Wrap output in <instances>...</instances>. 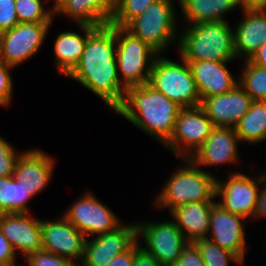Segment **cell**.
<instances>
[{
  "label": "cell",
  "mask_w": 266,
  "mask_h": 266,
  "mask_svg": "<svg viewBox=\"0 0 266 266\" xmlns=\"http://www.w3.org/2000/svg\"><path fill=\"white\" fill-rule=\"evenodd\" d=\"M116 49V26L96 27L87 36L79 63L66 76L93 92L114 112L122 105L127 90L119 79Z\"/></svg>",
  "instance_id": "obj_1"
},
{
  "label": "cell",
  "mask_w": 266,
  "mask_h": 266,
  "mask_svg": "<svg viewBox=\"0 0 266 266\" xmlns=\"http://www.w3.org/2000/svg\"><path fill=\"white\" fill-rule=\"evenodd\" d=\"M181 108L147 82L127 88L123 103L115 112L164 145L173 134Z\"/></svg>",
  "instance_id": "obj_2"
},
{
  "label": "cell",
  "mask_w": 266,
  "mask_h": 266,
  "mask_svg": "<svg viewBox=\"0 0 266 266\" xmlns=\"http://www.w3.org/2000/svg\"><path fill=\"white\" fill-rule=\"evenodd\" d=\"M179 34V55L186 61H234V31L227 21L186 25Z\"/></svg>",
  "instance_id": "obj_3"
},
{
  "label": "cell",
  "mask_w": 266,
  "mask_h": 266,
  "mask_svg": "<svg viewBox=\"0 0 266 266\" xmlns=\"http://www.w3.org/2000/svg\"><path fill=\"white\" fill-rule=\"evenodd\" d=\"M184 166L174 170L165 181L160 193L152 201L158 209H168L169 213L178 206L192 202L216 201L215 184L217 177L199 168L190 158Z\"/></svg>",
  "instance_id": "obj_4"
},
{
  "label": "cell",
  "mask_w": 266,
  "mask_h": 266,
  "mask_svg": "<svg viewBox=\"0 0 266 266\" xmlns=\"http://www.w3.org/2000/svg\"><path fill=\"white\" fill-rule=\"evenodd\" d=\"M176 0H157L124 28L140 38L158 55L163 54L170 44L178 42Z\"/></svg>",
  "instance_id": "obj_5"
},
{
  "label": "cell",
  "mask_w": 266,
  "mask_h": 266,
  "mask_svg": "<svg viewBox=\"0 0 266 266\" xmlns=\"http://www.w3.org/2000/svg\"><path fill=\"white\" fill-rule=\"evenodd\" d=\"M149 83L182 108L201 104L200 95L188 62L180 56L174 62L157 55L151 69Z\"/></svg>",
  "instance_id": "obj_6"
},
{
  "label": "cell",
  "mask_w": 266,
  "mask_h": 266,
  "mask_svg": "<svg viewBox=\"0 0 266 266\" xmlns=\"http://www.w3.org/2000/svg\"><path fill=\"white\" fill-rule=\"evenodd\" d=\"M116 42V61L121 83L129 88L149 82L152 65L158 54L124 27L116 26Z\"/></svg>",
  "instance_id": "obj_7"
},
{
  "label": "cell",
  "mask_w": 266,
  "mask_h": 266,
  "mask_svg": "<svg viewBox=\"0 0 266 266\" xmlns=\"http://www.w3.org/2000/svg\"><path fill=\"white\" fill-rule=\"evenodd\" d=\"M202 107L181 108L174 131L164 147L177 158H190L206 141L214 128Z\"/></svg>",
  "instance_id": "obj_8"
},
{
  "label": "cell",
  "mask_w": 266,
  "mask_h": 266,
  "mask_svg": "<svg viewBox=\"0 0 266 266\" xmlns=\"http://www.w3.org/2000/svg\"><path fill=\"white\" fill-rule=\"evenodd\" d=\"M260 174L253 178L243 172L233 171L225 182L216 180L215 198H220L216 203L231 213L253 220L263 182V172Z\"/></svg>",
  "instance_id": "obj_9"
},
{
  "label": "cell",
  "mask_w": 266,
  "mask_h": 266,
  "mask_svg": "<svg viewBox=\"0 0 266 266\" xmlns=\"http://www.w3.org/2000/svg\"><path fill=\"white\" fill-rule=\"evenodd\" d=\"M136 224L137 238L141 237L146 245L141 247L163 266H172L188 243L173 219L160 222L136 221Z\"/></svg>",
  "instance_id": "obj_10"
},
{
  "label": "cell",
  "mask_w": 266,
  "mask_h": 266,
  "mask_svg": "<svg viewBox=\"0 0 266 266\" xmlns=\"http://www.w3.org/2000/svg\"><path fill=\"white\" fill-rule=\"evenodd\" d=\"M52 23H18L0 33V60L15 68L38 54Z\"/></svg>",
  "instance_id": "obj_11"
},
{
  "label": "cell",
  "mask_w": 266,
  "mask_h": 266,
  "mask_svg": "<svg viewBox=\"0 0 266 266\" xmlns=\"http://www.w3.org/2000/svg\"><path fill=\"white\" fill-rule=\"evenodd\" d=\"M62 214L85 237L97 236L117 228L122 221L94 194L85 192Z\"/></svg>",
  "instance_id": "obj_12"
},
{
  "label": "cell",
  "mask_w": 266,
  "mask_h": 266,
  "mask_svg": "<svg viewBox=\"0 0 266 266\" xmlns=\"http://www.w3.org/2000/svg\"><path fill=\"white\" fill-rule=\"evenodd\" d=\"M129 224V225H128ZM122 223L112 231L87 238L83 257L78 266H104L127 251L137 241V224Z\"/></svg>",
  "instance_id": "obj_13"
},
{
  "label": "cell",
  "mask_w": 266,
  "mask_h": 266,
  "mask_svg": "<svg viewBox=\"0 0 266 266\" xmlns=\"http://www.w3.org/2000/svg\"><path fill=\"white\" fill-rule=\"evenodd\" d=\"M41 236L43 250L80 265L86 237L62 214L55 221L41 219Z\"/></svg>",
  "instance_id": "obj_14"
},
{
  "label": "cell",
  "mask_w": 266,
  "mask_h": 266,
  "mask_svg": "<svg viewBox=\"0 0 266 266\" xmlns=\"http://www.w3.org/2000/svg\"><path fill=\"white\" fill-rule=\"evenodd\" d=\"M0 230L16 255L26 258L42 249L41 220L30 212L0 213Z\"/></svg>",
  "instance_id": "obj_15"
},
{
  "label": "cell",
  "mask_w": 266,
  "mask_h": 266,
  "mask_svg": "<svg viewBox=\"0 0 266 266\" xmlns=\"http://www.w3.org/2000/svg\"><path fill=\"white\" fill-rule=\"evenodd\" d=\"M244 218L223 209L218 203L211 207L208 238L223 249L229 250L245 261L246 239Z\"/></svg>",
  "instance_id": "obj_16"
},
{
  "label": "cell",
  "mask_w": 266,
  "mask_h": 266,
  "mask_svg": "<svg viewBox=\"0 0 266 266\" xmlns=\"http://www.w3.org/2000/svg\"><path fill=\"white\" fill-rule=\"evenodd\" d=\"M239 137L235 127L215 126L202 146L190 157L197 166L210 168L218 165L237 164Z\"/></svg>",
  "instance_id": "obj_17"
},
{
  "label": "cell",
  "mask_w": 266,
  "mask_h": 266,
  "mask_svg": "<svg viewBox=\"0 0 266 266\" xmlns=\"http://www.w3.org/2000/svg\"><path fill=\"white\" fill-rule=\"evenodd\" d=\"M253 99L237 84L225 94L205 98L200 106L214 126L235 127L250 110Z\"/></svg>",
  "instance_id": "obj_18"
},
{
  "label": "cell",
  "mask_w": 266,
  "mask_h": 266,
  "mask_svg": "<svg viewBox=\"0 0 266 266\" xmlns=\"http://www.w3.org/2000/svg\"><path fill=\"white\" fill-rule=\"evenodd\" d=\"M243 20L234 28V49L237 60H249L266 42V7H240Z\"/></svg>",
  "instance_id": "obj_19"
},
{
  "label": "cell",
  "mask_w": 266,
  "mask_h": 266,
  "mask_svg": "<svg viewBox=\"0 0 266 266\" xmlns=\"http://www.w3.org/2000/svg\"><path fill=\"white\" fill-rule=\"evenodd\" d=\"M53 158L38 148L22 151L18 157L14 178L26 184L32 198L50 183L56 163Z\"/></svg>",
  "instance_id": "obj_20"
},
{
  "label": "cell",
  "mask_w": 266,
  "mask_h": 266,
  "mask_svg": "<svg viewBox=\"0 0 266 266\" xmlns=\"http://www.w3.org/2000/svg\"><path fill=\"white\" fill-rule=\"evenodd\" d=\"M196 82L201 101L232 90L238 79L234 78L226 64L233 61H187Z\"/></svg>",
  "instance_id": "obj_21"
},
{
  "label": "cell",
  "mask_w": 266,
  "mask_h": 266,
  "mask_svg": "<svg viewBox=\"0 0 266 266\" xmlns=\"http://www.w3.org/2000/svg\"><path fill=\"white\" fill-rule=\"evenodd\" d=\"M115 12V0H65L54 15H64L76 24L101 27L111 22Z\"/></svg>",
  "instance_id": "obj_22"
},
{
  "label": "cell",
  "mask_w": 266,
  "mask_h": 266,
  "mask_svg": "<svg viewBox=\"0 0 266 266\" xmlns=\"http://www.w3.org/2000/svg\"><path fill=\"white\" fill-rule=\"evenodd\" d=\"M216 201L192 202L175 207L171 217L188 242L208 238L211 207Z\"/></svg>",
  "instance_id": "obj_23"
},
{
  "label": "cell",
  "mask_w": 266,
  "mask_h": 266,
  "mask_svg": "<svg viewBox=\"0 0 266 266\" xmlns=\"http://www.w3.org/2000/svg\"><path fill=\"white\" fill-rule=\"evenodd\" d=\"M84 35L75 31H63L54 40V66L58 73L67 76L79 63L87 36L96 28L92 25L76 24Z\"/></svg>",
  "instance_id": "obj_24"
},
{
  "label": "cell",
  "mask_w": 266,
  "mask_h": 266,
  "mask_svg": "<svg viewBox=\"0 0 266 266\" xmlns=\"http://www.w3.org/2000/svg\"><path fill=\"white\" fill-rule=\"evenodd\" d=\"M186 25L203 22L227 21L225 15L237 7L241 0H177Z\"/></svg>",
  "instance_id": "obj_25"
},
{
  "label": "cell",
  "mask_w": 266,
  "mask_h": 266,
  "mask_svg": "<svg viewBox=\"0 0 266 266\" xmlns=\"http://www.w3.org/2000/svg\"><path fill=\"white\" fill-rule=\"evenodd\" d=\"M240 142L257 144L266 140V101H253L250 110L235 126Z\"/></svg>",
  "instance_id": "obj_26"
},
{
  "label": "cell",
  "mask_w": 266,
  "mask_h": 266,
  "mask_svg": "<svg viewBox=\"0 0 266 266\" xmlns=\"http://www.w3.org/2000/svg\"><path fill=\"white\" fill-rule=\"evenodd\" d=\"M29 188L14 176L5 177L0 190V213L29 212Z\"/></svg>",
  "instance_id": "obj_27"
},
{
  "label": "cell",
  "mask_w": 266,
  "mask_h": 266,
  "mask_svg": "<svg viewBox=\"0 0 266 266\" xmlns=\"http://www.w3.org/2000/svg\"><path fill=\"white\" fill-rule=\"evenodd\" d=\"M238 84L253 101H266V68L257 66L248 60L242 61Z\"/></svg>",
  "instance_id": "obj_28"
},
{
  "label": "cell",
  "mask_w": 266,
  "mask_h": 266,
  "mask_svg": "<svg viewBox=\"0 0 266 266\" xmlns=\"http://www.w3.org/2000/svg\"><path fill=\"white\" fill-rule=\"evenodd\" d=\"M45 0H15L19 23H52L54 11L44 8ZM47 1V0H46Z\"/></svg>",
  "instance_id": "obj_29"
},
{
  "label": "cell",
  "mask_w": 266,
  "mask_h": 266,
  "mask_svg": "<svg viewBox=\"0 0 266 266\" xmlns=\"http://www.w3.org/2000/svg\"><path fill=\"white\" fill-rule=\"evenodd\" d=\"M194 243L197 245L206 266H230L231 261L240 266L245 264L237 255L221 248L207 238L197 239Z\"/></svg>",
  "instance_id": "obj_30"
},
{
  "label": "cell",
  "mask_w": 266,
  "mask_h": 266,
  "mask_svg": "<svg viewBox=\"0 0 266 266\" xmlns=\"http://www.w3.org/2000/svg\"><path fill=\"white\" fill-rule=\"evenodd\" d=\"M157 0H115V12L109 24L125 27L132 19L141 15Z\"/></svg>",
  "instance_id": "obj_31"
},
{
  "label": "cell",
  "mask_w": 266,
  "mask_h": 266,
  "mask_svg": "<svg viewBox=\"0 0 266 266\" xmlns=\"http://www.w3.org/2000/svg\"><path fill=\"white\" fill-rule=\"evenodd\" d=\"M21 153L0 136V177L14 176L15 165Z\"/></svg>",
  "instance_id": "obj_32"
},
{
  "label": "cell",
  "mask_w": 266,
  "mask_h": 266,
  "mask_svg": "<svg viewBox=\"0 0 266 266\" xmlns=\"http://www.w3.org/2000/svg\"><path fill=\"white\" fill-rule=\"evenodd\" d=\"M28 266H78L69 259L57 256L46 250H38L25 258Z\"/></svg>",
  "instance_id": "obj_33"
},
{
  "label": "cell",
  "mask_w": 266,
  "mask_h": 266,
  "mask_svg": "<svg viewBox=\"0 0 266 266\" xmlns=\"http://www.w3.org/2000/svg\"><path fill=\"white\" fill-rule=\"evenodd\" d=\"M13 67L0 60V106L7 107L12 102L13 79L11 70Z\"/></svg>",
  "instance_id": "obj_34"
},
{
  "label": "cell",
  "mask_w": 266,
  "mask_h": 266,
  "mask_svg": "<svg viewBox=\"0 0 266 266\" xmlns=\"http://www.w3.org/2000/svg\"><path fill=\"white\" fill-rule=\"evenodd\" d=\"M18 23L15 0H0V33L12 29Z\"/></svg>",
  "instance_id": "obj_35"
},
{
  "label": "cell",
  "mask_w": 266,
  "mask_h": 266,
  "mask_svg": "<svg viewBox=\"0 0 266 266\" xmlns=\"http://www.w3.org/2000/svg\"><path fill=\"white\" fill-rule=\"evenodd\" d=\"M172 266H206L201 253L194 242H188L180 257Z\"/></svg>",
  "instance_id": "obj_36"
},
{
  "label": "cell",
  "mask_w": 266,
  "mask_h": 266,
  "mask_svg": "<svg viewBox=\"0 0 266 266\" xmlns=\"http://www.w3.org/2000/svg\"><path fill=\"white\" fill-rule=\"evenodd\" d=\"M140 239L134 243V261L133 266H163L160 262L151 254L147 253L142 247Z\"/></svg>",
  "instance_id": "obj_37"
},
{
  "label": "cell",
  "mask_w": 266,
  "mask_h": 266,
  "mask_svg": "<svg viewBox=\"0 0 266 266\" xmlns=\"http://www.w3.org/2000/svg\"><path fill=\"white\" fill-rule=\"evenodd\" d=\"M17 256L12 245L0 230V266L16 264Z\"/></svg>",
  "instance_id": "obj_38"
},
{
  "label": "cell",
  "mask_w": 266,
  "mask_h": 266,
  "mask_svg": "<svg viewBox=\"0 0 266 266\" xmlns=\"http://www.w3.org/2000/svg\"><path fill=\"white\" fill-rule=\"evenodd\" d=\"M265 218L266 217V170L263 171V182L260 188V192L257 200V208L253 215V218Z\"/></svg>",
  "instance_id": "obj_39"
},
{
  "label": "cell",
  "mask_w": 266,
  "mask_h": 266,
  "mask_svg": "<svg viewBox=\"0 0 266 266\" xmlns=\"http://www.w3.org/2000/svg\"><path fill=\"white\" fill-rule=\"evenodd\" d=\"M134 244L124 253L117 255L104 266H133Z\"/></svg>",
  "instance_id": "obj_40"
},
{
  "label": "cell",
  "mask_w": 266,
  "mask_h": 266,
  "mask_svg": "<svg viewBox=\"0 0 266 266\" xmlns=\"http://www.w3.org/2000/svg\"><path fill=\"white\" fill-rule=\"evenodd\" d=\"M249 62L266 68V42L253 54Z\"/></svg>",
  "instance_id": "obj_41"
},
{
  "label": "cell",
  "mask_w": 266,
  "mask_h": 266,
  "mask_svg": "<svg viewBox=\"0 0 266 266\" xmlns=\"http://www.w3.org/2000/svg\"><path fill=\"white\" fill-rule=\"evenodd\" d=\"M243 7H266V0H241Z\"/></svg>",
  "instance_id": "obj_42"
},
{
  "label": "cell",
  "mask_w": 266,
  "mask_h": 266,
  "mask_svg": "<svg viewBox=\"0 0 266 266\" xmlns=\"http://www.w3.org/2000/svg\"><path fill=\"white\" fill-rule=\"evenodd\" d=\"M65 0H54V5L51 7L53 11H55Z\"/></svg>",
  "instance_id": "obj_43"
},
{
  "label": "cell",
  "mask_w": 266,
  "mask_h": 266,
  "mask_svg": "<svg viewBox=\"0 0 266 266\" xmlns=\"http://www.w3.org/2000/svg\"><path fill=\"white\" fill-rule=\"evenodd\" d=\"M3 184H4V178L0 177V190H1Z\"/></svg>",
  "instance_id": "obj_44"
},
{
  "label": "cell",
  "mask_w": 266,
  "mask_h": 266,
  "mask_svg": "<svg viewBox=\"0 0 266 266\" xmlns=\"http://www.w3.org/2000/svg\"><path fill=\"white\" fill-rule=\"evenodd\" d=\"M9 266H20V265H18V263H16V264L9 265ZM21 266H23V265H21Z\"/></svg>",
  "instance_id": "obj_45"
}]
</instances>
